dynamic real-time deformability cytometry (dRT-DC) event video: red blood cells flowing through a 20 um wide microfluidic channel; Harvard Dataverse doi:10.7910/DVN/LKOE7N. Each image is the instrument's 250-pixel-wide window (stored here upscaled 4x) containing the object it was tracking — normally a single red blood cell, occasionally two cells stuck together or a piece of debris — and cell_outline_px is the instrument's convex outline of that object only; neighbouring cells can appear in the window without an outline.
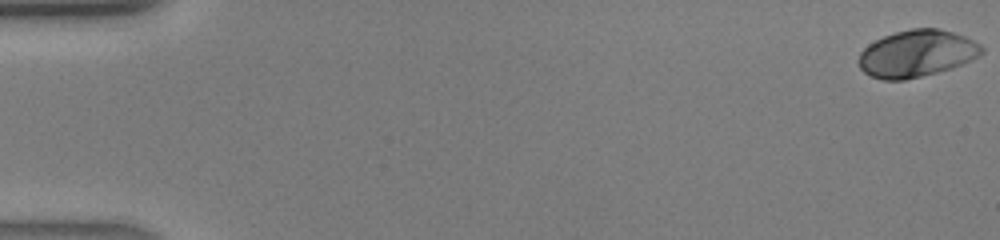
{"species": "human", "species_latin": "Homo sapiens", "temperature_condition": "warm", "stored_images_in_passage": 42, "camera_frame_rate_fps": 3000, "um_per_image_px": 0.085, "donor": {"sex": "male"}, "frame": {"image": 1, "passage_image": 1, "time_ms": 0.0, "image_size_px": [1000, 240], "cell_outline_px": [[984, 52], [980, 56], [952, 68], [904, 80], [884, 80], [872, 76], [864, 72], [860, 68], [856, 60], [860, 52], [868, 44], [884, 36], [896, 32], [912, 28], [940, 28], [964, 36], [980, 44], [984, 48]], "centroid_in_image_um": [77.91, 4.55], "position_along_channel_um": 7.1, "area_um2": 33.64}}
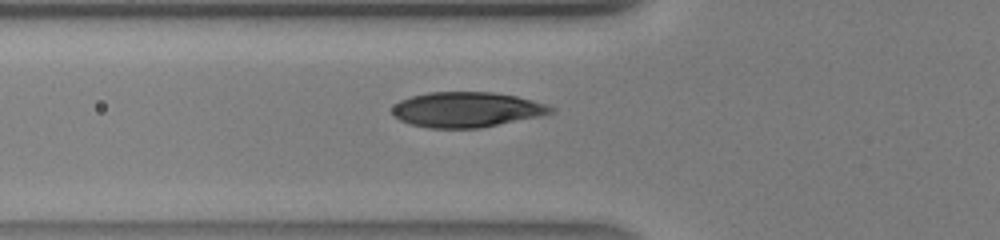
{"frame": {"image": 2, "passage_image": 16, "time_ms": 5.0, "image_size_px": [1000, 240], "cell_outline_px": [[556, 108], [552, 112], [544, 116], [480, 128], [428, 128], [412, 124], [400, 120], [392, 116], [392, 108], [400, 100], [412, 96], [428, 92], [492, 92], [516, 96], [548, 104]], "centroid_in_image_um": [39.7, 9.32], "position_along_channel_um": 86.1, "area_um2": 32.77}}
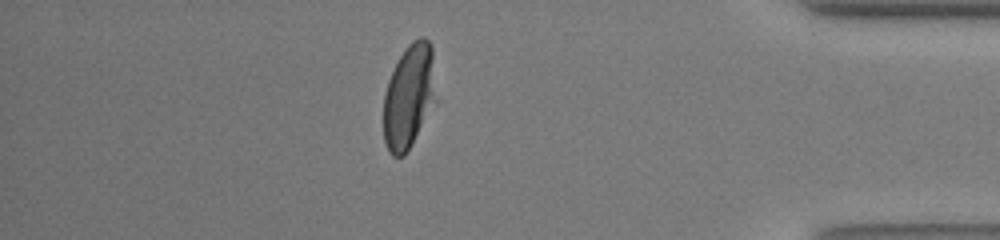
{"frame": {"image": 3, "passage_image": 37, "time_ms": 12.0, "image_size_px": [1000, 240], "cell_outline_px": [[440, 100], [412, 144], [404, 156], [392, 156], [388, 152], [384, 140], [384, 92], [388, 80], [400, 56], [408, 44], [412, 40], [420, 36], [424, 36], [432, 44]], "centroid_in_image_um": [34.85, 8.17], "position_along_channel_um": 400.3, "area_um2": 33.35}}